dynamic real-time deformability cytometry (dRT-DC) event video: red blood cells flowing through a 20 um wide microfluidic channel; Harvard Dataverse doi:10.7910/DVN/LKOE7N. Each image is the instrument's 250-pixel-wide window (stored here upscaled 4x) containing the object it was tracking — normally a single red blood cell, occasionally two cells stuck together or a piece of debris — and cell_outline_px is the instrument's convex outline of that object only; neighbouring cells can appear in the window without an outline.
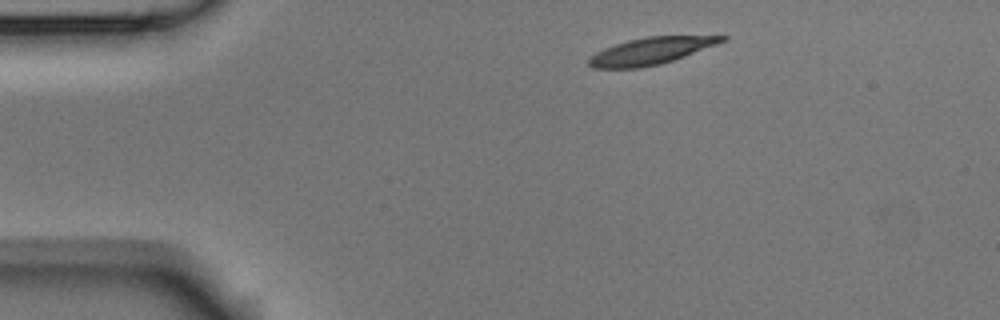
{"species": "Egyptian fruit bat (a non-hibernating species)", "species_latin": "Rousettus aegyptiacus", "temperature_condition": "room temperature", "stored_images_in_passage": 3, "camera_frame_rate_fps": 3000, "um_per_image_px": 0.085, "animal": {"sex": "male"}, "frame": {"image": 1, "passage_image": 1, "time_ms": 0.0, "image_size_px": [1000, 320], "cell_outline_px": [[728, 40], [684, 56], [660, 64], [640, 68], [592, 68], [588, 64], [588, 56], [604, 48], [628, 40], [648, 36], [728, 36]], "centroid_in_image_um": [55.29, 4.33], "position_along_channel_um": 29.7, "area_um2": 20.75}}
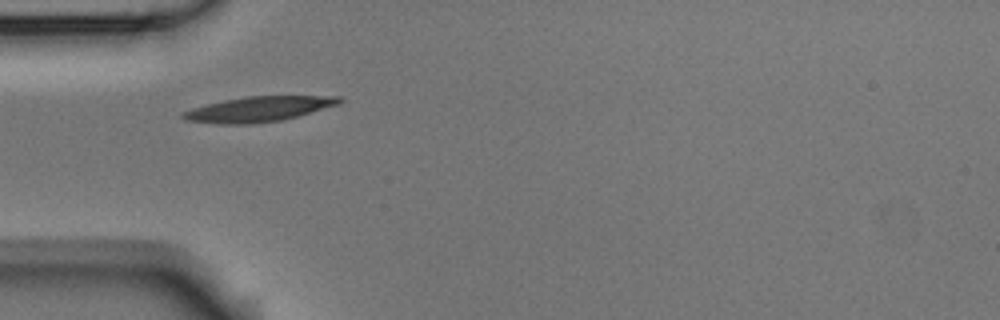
{"frame": {"image": 2, "passage_image": 3, "time_ms": 0.667, "image_size_px": [1000, 320], "cell_outline_px": [[344, 100], [340, 104], [296, 116], [280, 120], [252, 124], [216, 124], [184, 120], [180, 116], [180, 112], [192, 108], [224, 100], [244, 96], [340, 96]], "centroid_in_image_um": [21.94, 9.27], "position_along_channel_um": 63.1, "area_um2": 22.95}}